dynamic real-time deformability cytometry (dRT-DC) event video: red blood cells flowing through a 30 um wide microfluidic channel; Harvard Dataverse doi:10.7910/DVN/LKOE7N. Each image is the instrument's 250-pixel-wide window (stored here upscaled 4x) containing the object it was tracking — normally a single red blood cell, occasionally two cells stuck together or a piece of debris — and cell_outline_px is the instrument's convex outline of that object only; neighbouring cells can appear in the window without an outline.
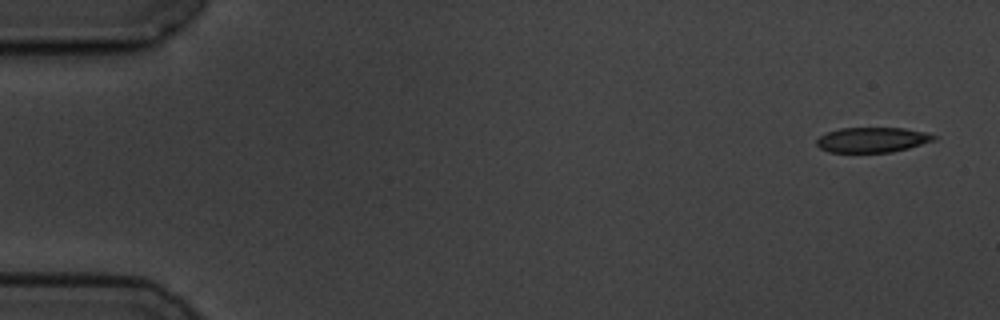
{"species": "common noctule bat (a hibernating species)", "species_latin": "Nyctalus noctula", "temperature_condition": "cold", "stored_images_in_passage": 5, "camera_frame_rate_fps": 3000, "um_per_image_px": 0.085, "animal": {"sex": "male", "body_mass_g": 19.5, "forearm_length_mm": 54.6}, "frame": {"image": 1, "passage_image": 1, "time_ms": 0.0, "image_size_px": [1000, 320], "cell_outline_px": [[940, 136], [936, 140], [908, 148], [892, 152], [828, 152], [820, 148], [816, 144], [816, 140], [820, 136], [828, 132], [840, 128], [904, 128], [928, 132]], "centroid_in_image_um": [74.2, 11.88], "position_along_channel_um": 10.8, "area_um2": 17.28}}